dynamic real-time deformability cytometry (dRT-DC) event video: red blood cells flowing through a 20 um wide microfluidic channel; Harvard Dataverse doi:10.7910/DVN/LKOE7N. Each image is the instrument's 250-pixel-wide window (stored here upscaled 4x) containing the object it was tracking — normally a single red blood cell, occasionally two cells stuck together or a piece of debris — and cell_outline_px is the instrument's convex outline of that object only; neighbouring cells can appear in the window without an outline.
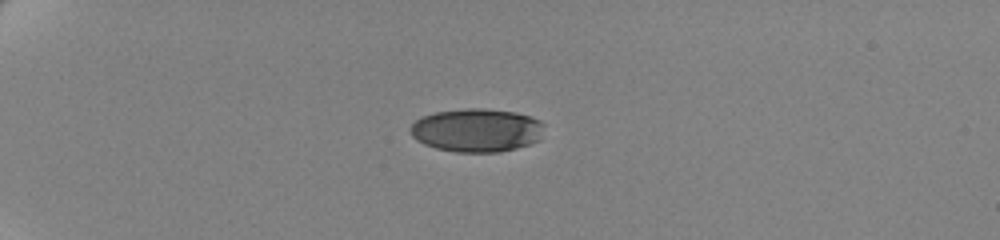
{"species": "human", "species_latin": "Homo sapiens", "temperature_condition": "cold", "stored_images_in_passage": 44, "camera_frame_rate_fps": 3000, "um_per_image_px": 0.085, "donor": {"sex": "female"}, "frame": {"image": 1, "passage_image": 1, "time_ms": 0.0, "image_size_px": [1000, 240], "cell_outline_px": [[544, 124], [540, 140], [516, 148], [500, 152], [456, 152], [436, 148], [424, 144], [416, 140], [412, 136], [412, 124], [416, 120], [424, 116], [436, 112], [468, 108], [476, 108], [516, 112], [540, 120]], "centroid_in_image_um": [40.54, 11.08], "position_along_channel_um": 44.5, "area_um2": 33.64}}
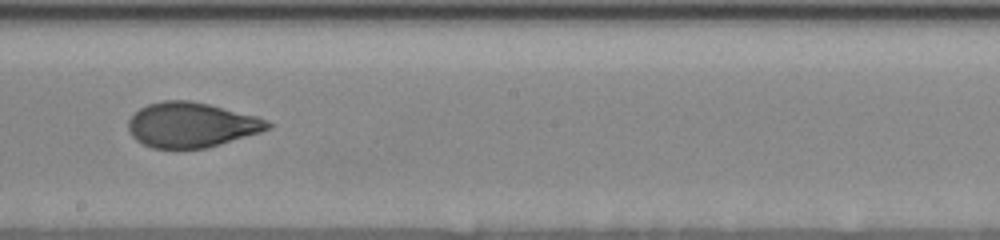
{"frame": {"image": 2, "passage_image": 22, "time_ms": 7.0, "image_size_px": [1000, 240], "cell_outline_px": [[272, 128], [260, 132], [220, 144], [204, 148], [152, 148], [136, 140], [132, 136], [128, 128], [128, 120], [140, 108], [148, 104], [164, 100], [192, 100], [256, 116], [268, 120], [272, 124]], "centroid_in_image_um": [16.27, 10.61], "position_along_channel_um": 231.9, "area_um2": 36.36}}
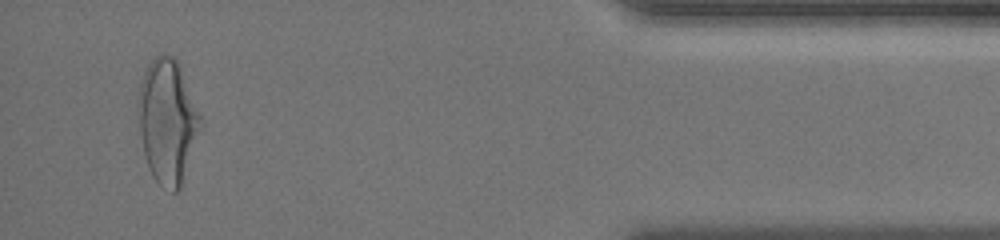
{"frame": {"image": 3, "passage_image": 42, "time_ms": 13.667, "image_size_px": [1000, 240], "cell_outline_px": [[200, 120], [180, 188], [176, 192], [172, 192], [160, 184], [152, 176], [148, 168], [144, 156], [140, 132], [136, 100], [140, 84], [144, 72], [148, 64], [156, 56], [172, 56], [180, 64], [200, 116]], "centroid_in_image_um": [14.17, 10.27], "position_along_channel_um": 421.0, "area_um2": 43.87}, "authors_computed_cell_mechanics": {"area_um2": 37.0787, "velocity_mm_per_s": 3.4918, "shape_relaxation_time_tau1_ms": 4.787, "shape_relaxation_time_tau2_ms": 0.9463, "deformation_change_tau1": 0.1673, "deformation_change_tau2": 0.0639}}